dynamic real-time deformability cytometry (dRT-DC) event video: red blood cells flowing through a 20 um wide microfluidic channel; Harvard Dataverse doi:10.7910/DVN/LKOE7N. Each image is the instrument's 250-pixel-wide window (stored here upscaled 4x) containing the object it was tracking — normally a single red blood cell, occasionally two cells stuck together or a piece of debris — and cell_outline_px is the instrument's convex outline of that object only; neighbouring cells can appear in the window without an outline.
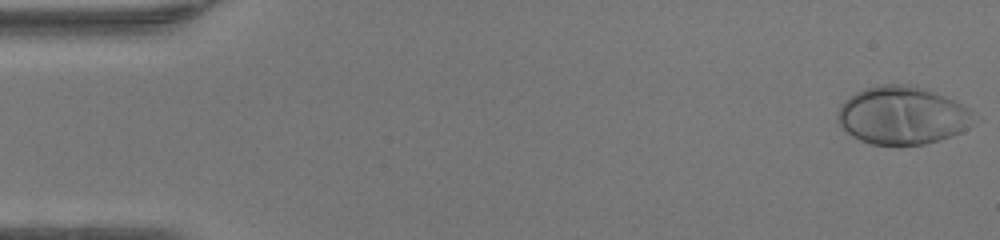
{"species": "human", "species_latin": "Homo sapiens", "temperature_condition": "warm", "stored_images_in_passage": 48, "camera_frame_rate_fps": 3000, "um_per_image_px": 0.085, "donor": {"sex": "female"}, "frame": {"image": 1, "passage_image": 1, "time_ms": 0.0, "image_size_px": [1000, 240], "cell_outline_px": [[972, 124], [968, 128], [960, 132], [924, 144], [872, 144], [860, 140], [852, 136], [840, 124], [836, 116], [836, 112], [840, 104], [844, 100], [856, 92], [864, 88], [876, 84], [908, 84], [944, 96], [972, 108]], "centroid_in_image_um": [76.65, 9.79], "position_along_channel_um": 8.3, "area_um2": 45.66}}
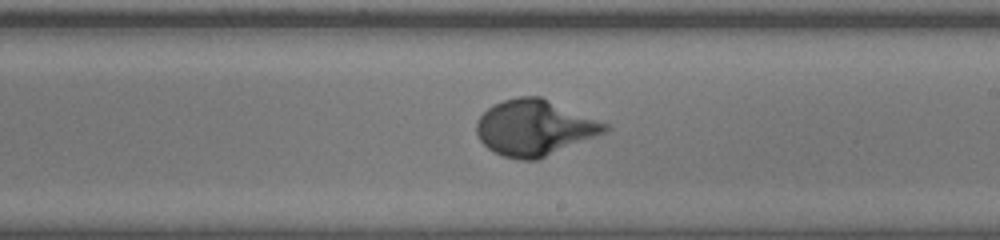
{"frame": {"image": 2, "passage_image": 28, "time_ms": 9.0, "image_size_px": [1000, 240], "cell_outline_px": [[612, 128], [608, 132], [536, 160], [520, 160], [504, 156], [492, 152], [480, 140], [476, 132], [476, 120], [492, 104], [516, 96], [540, 96], [608, 124]], "centroid_in_image_um": [45.43, 10.86], "position_along_channel_um": 243.6, "area_um2": 41.79}}
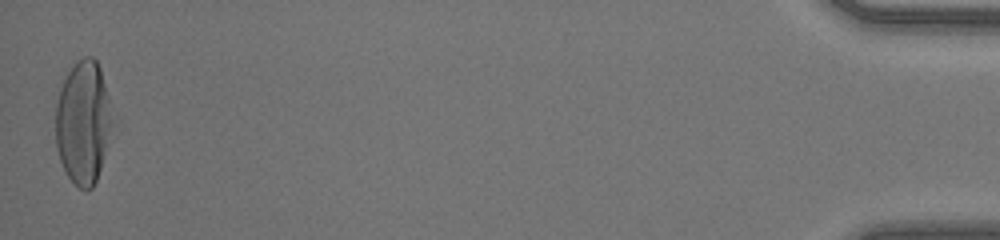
{"frame": {"image": 3, "passage_image": 48, "time_ms": 15.667, "image_size_px": [1000, 240], "cell_outline_px": [[120, 120], [96, 180], [92, 188], [88, 192], [80, 188], [68, 176], [60, 160], [56, 148], [56, 104], [60, 88], [68, 72], [76, 60], [84, 56], [92, 56], [96, 60], [100, 68]], "centroid_in_image_um": [7.19, 10.38], "position_along_channel_um": 428.0, "area_um2": 42.83}, "authors_computed_cell_mechanics": {"area_um2": 40.7201, "velocity_mm_per_s": 4.2576, "shape_relaxation_time_tau1_ms": 3.5876, "shape_relaxation_time_tau2_ms": null, "deformation_change_tau1": 0.2682, "deformation_change_tau2": null}}